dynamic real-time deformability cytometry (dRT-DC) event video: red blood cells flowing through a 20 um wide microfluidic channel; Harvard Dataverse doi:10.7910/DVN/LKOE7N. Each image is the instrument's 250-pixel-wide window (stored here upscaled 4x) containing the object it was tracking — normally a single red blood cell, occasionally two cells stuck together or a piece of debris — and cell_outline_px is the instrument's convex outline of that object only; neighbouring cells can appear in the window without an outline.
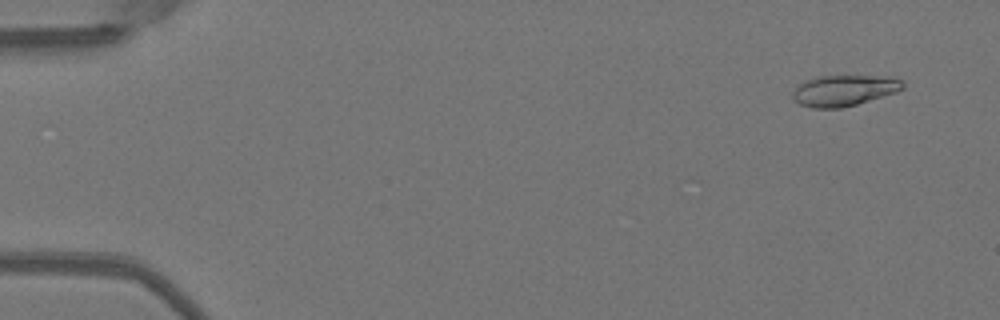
{"species": "Egyptian fruit bat (a non-hibernating species)", "species_latin": "Rousettus aegyptiacus", "temperature_condition": "warm", "stored_images_in_passage": 12, "camera_frame_rate_fps": 3000, "um_per_image_px": 0.085, "animal": {"sex": "female"}, "frame": {"image": 1, "passage_image": 4, "time_ms": 1.0, "image_size_px": [1000, 320], "cell_outline_px": [[904, 88], [896, 92], [856, 104], [840, 108], [812, 108], [800, 104], [792, 96], [792, 92], [800, 84], [816, 76], [888, 76], [904, 80]], "centroid_in_image_um": [71.77, 7.68], "position_along_channel_um": 13.2, "area_um2": 19.71}}